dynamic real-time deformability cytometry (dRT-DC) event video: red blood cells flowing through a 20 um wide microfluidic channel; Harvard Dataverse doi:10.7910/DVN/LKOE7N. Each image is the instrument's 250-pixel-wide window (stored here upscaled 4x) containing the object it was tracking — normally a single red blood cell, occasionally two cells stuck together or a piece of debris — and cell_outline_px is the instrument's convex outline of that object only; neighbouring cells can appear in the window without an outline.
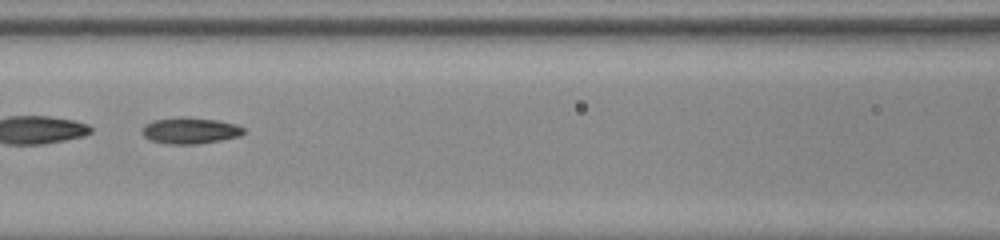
{"species": "common noctule bat (a hibernating species)", "species_latin": "Nyctalus noctula", "temperature_condition": "room temperature", "stored_images_in_passage": 44, "segment_of_instrument_passage": [2, 2], "camera_frame_rate_fps": 3000, "um_per_image_px": 0.085, "animal": {"sex": "male", "body_mass_g": 20.0, "forearm_length_mm": 53.3}, "frame": {"image": 1, "passage_image": 17, "time_ms": 5.333, "image_size_px": [1000, 240], "cell_outline_px": [[244, 132], [240, 136], [220, 140], [196, 144], [168, 144], [152, 140], [144, 136], [144, 124], [152, 120], [184, 116], [216, 120], [236, 124], [244, 128]], "centroid_in_image_um": [16.17, 11.09], "position_along_channel_um": 150.4, "area_um2": 15.43}}